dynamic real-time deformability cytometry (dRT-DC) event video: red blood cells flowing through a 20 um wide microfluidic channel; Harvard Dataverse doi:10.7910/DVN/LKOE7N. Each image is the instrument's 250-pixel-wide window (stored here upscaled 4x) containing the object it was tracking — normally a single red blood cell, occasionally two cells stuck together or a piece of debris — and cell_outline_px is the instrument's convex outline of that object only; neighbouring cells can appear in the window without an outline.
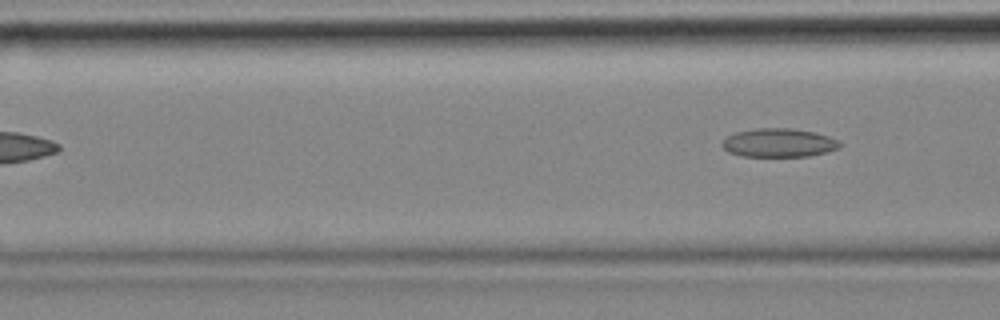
{"species": "common noctule bat (a hibernating species)", "species_latin": "Nyctalus noctula", "temperature_condition": "cold", "stored_images_in_passage": 4, "segment_of_instrument_passage": [2, 2], "camera_frame_rate_fps": 3000, "um_per_image_px": 0.085, "animal": {"sex": "female", "body_mass_g": 18.4}, "frame": {"image": 1, "passage_image": 4, "time_ms": 1.0, "image_size_px": [1000, 320], "cell_outline_px": [[840, 148], [828, 152], [808, 156], [740, 156], [728, 152], [720, 144], [728, 136], [736, 132], [756, 128], [792, 128], [816, 132], [840, 140]], "centroid_in_image_um": [66.22, 12.13], "position_along_channel_um": 100.4, "area_um2": 19.77}}